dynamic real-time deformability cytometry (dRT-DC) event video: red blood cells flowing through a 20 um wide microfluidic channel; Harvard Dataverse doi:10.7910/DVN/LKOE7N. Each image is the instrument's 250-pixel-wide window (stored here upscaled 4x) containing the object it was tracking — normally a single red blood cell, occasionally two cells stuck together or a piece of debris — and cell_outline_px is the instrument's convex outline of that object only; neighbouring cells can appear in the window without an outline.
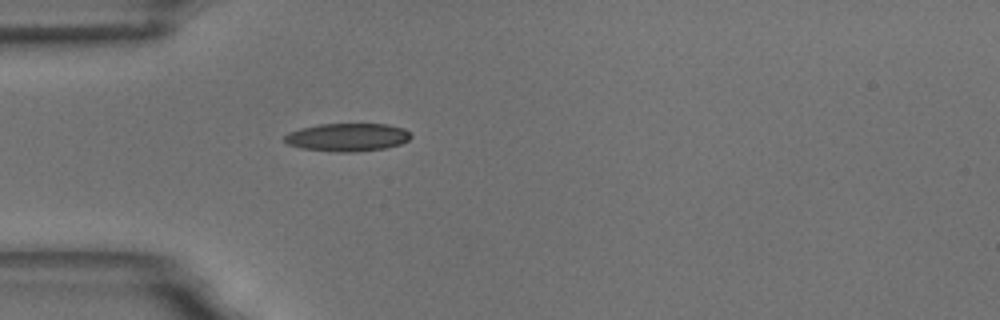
{"species": "common noctule bat (a hibernating species)", "species_latin": "Nyctalus noctula", "temperature_condition": "room temperature", "stored_images_in_passage": 33, "camera_frame_rate_fps": 3000, "um_per_image_px": 0.085, "animal": {"sex": "male", "body_mass_g": 18.8}, "frame": {"image": 1, "passage_image": 1, "time_ms": 0.0, "image_size_px": [1000, 320], "cell_outline_px": [[412, 136], [408, 140], [400, 144], [384, 148], [352, 152], [340, 152], [304, 148], [288, 144], [284, 140], [284, 136], [288, 132], [300, 128], [320, 124], [388, 124], [404, 128]], "centroid_in_image_um": [29.54, 11.65], "position_along_channel_um": 55.5, "area_um2": 20.46}}
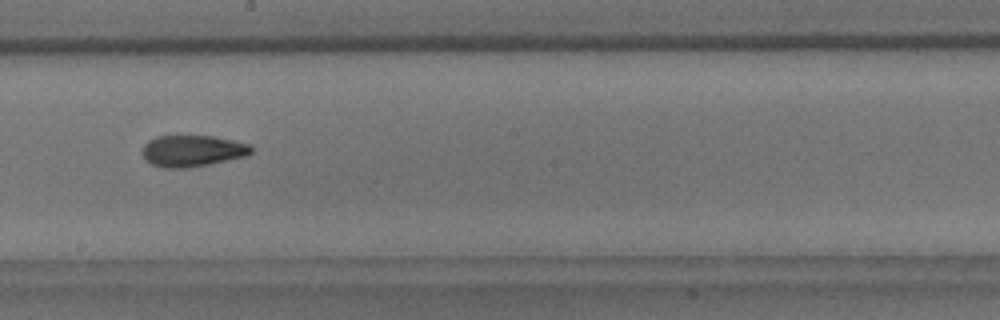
{"frame": {"image": 2, "passage_image": 16, "time_ms": 5.0, "image_size_px": [1000, 320], "cell_outline_px": [[252, 152], [248, 156], [208, 164], [184, 168], [164, 168], [152, 164], [144, 156], [144, 144], [148, 140], [156, 136], [216, 136], [248, 144], [252, 148]], "centroid_in_image_um": [16.38, 12.82], "position_along_channel_um": 231.8, "area_um2": 19.77}}
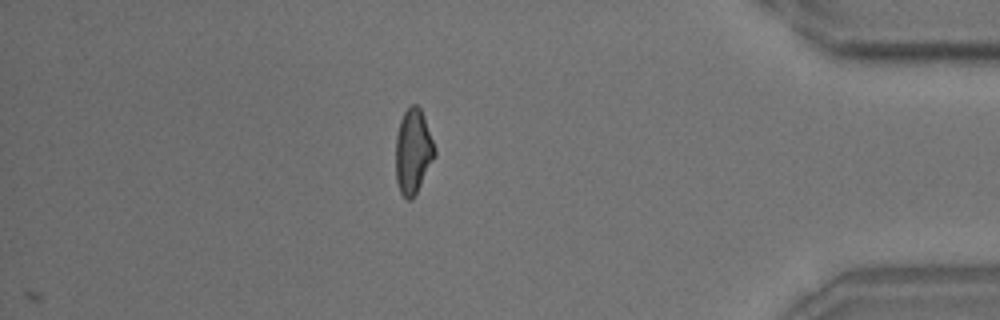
{"frame": {"image": 3, "passage_image": 33, "time_ms": 10.667, "image_size_px": [1000, 320], "cell_outline_px": [[436, 156], [412, 200], [404, 200], [400, 192], [396, 180], [396, 136], [400, 120], [404, 112], [412, 104], [416, 104], [420, 108], [424, 116], [436, 148]], "centroid_in_image_um": [35.12, 12.89], "position_along_channel_um": 400.1, "area_um2": 19.42}, "authors_computed_cell_mechanics": {"area_um2": 19.7676, "velocity_mm_per_s": 3.6253, "shape_relaxation_time_tau1_ms": 8.0413, "shape_relaxation_time_tau2_ms": 3.6195, "deformation_change_tau1": 0.1928, "deformation_change_tau2": 0.116}}